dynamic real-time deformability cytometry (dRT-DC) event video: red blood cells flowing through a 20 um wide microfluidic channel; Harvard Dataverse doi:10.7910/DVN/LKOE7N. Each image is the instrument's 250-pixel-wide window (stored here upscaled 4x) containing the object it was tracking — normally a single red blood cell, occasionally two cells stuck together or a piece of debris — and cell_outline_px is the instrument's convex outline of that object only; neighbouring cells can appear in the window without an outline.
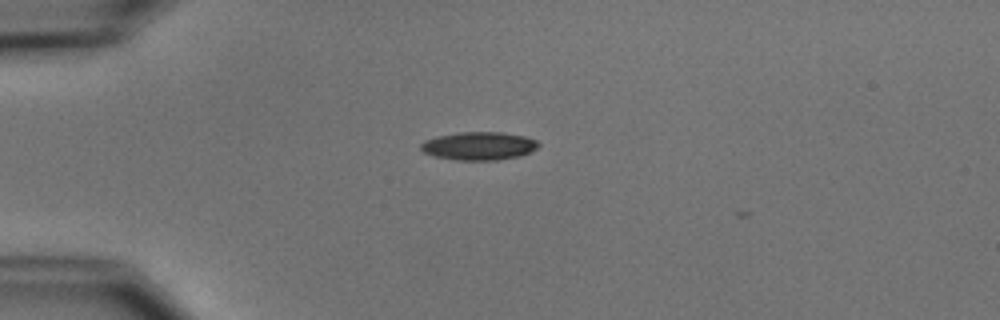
{"species": "common noctule bat (a hibernating species)", "species_latin": "Nyctalus noctula", "temperature_condition": "cold", "stored_images_in_passage": 8, "camera_frame_rate_fps": 3000, "um_per_image_px": 0.085, "animal": {"sex": "male", "body_mass_g": 15.6}, "frame": {"image": 1, "passage_image": 1, "time_ms": 0.0, "image_size_px": [1000, 320], "cell_outline_px": [[540, 144], [536, 148], [520, 156], [496, 160], [456, 160], [436, 156], [424, 152], [420, 148], [420, 144], [424, 140], [436, 136], [460, 132], [500, 132], [524, 136], [536, 140]], "centroid_in_image_um": [40.68, 12.4], "position_along_channel_um": 44.3, "area_um2": 19.19}}